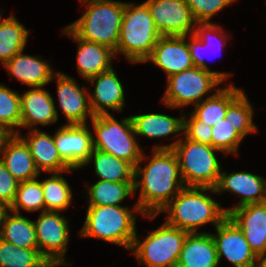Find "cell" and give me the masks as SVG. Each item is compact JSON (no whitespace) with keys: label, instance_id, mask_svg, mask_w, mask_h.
Wrapping results in <instances>:
<instances>
[{"label":"cell","instance_id":"cell-1","mask_svg":"<svg viewBox=\"0 0 266 267\" xmlns=\"http://www.w3.org/2000/svg\"><path fill=\"white\" fill-rule=\"evenodd\" d=\"M142 153L135 166L134 193L139 191L135 202L144 215H157L180 191L183 182L179 162L172 149H152V155ZM150 158L145 166L144 159Z\"/></svg>","mask_w":266,"mask_h":267},{"label":"cell","instance_id":"cell-2","mask_svg":"<svg viewBox=\"0 0 266 267\" xmlns=\"http://www.w3.org/2000/svg\"><path fill=\"white\" fill-rule=\"evenodd\" d=\"M207 192L216 194L214 188L185 186L157 215L166 213V224L188 233H200L198 228L208 223L216 227L228 215Z\"/></svg>","mask_w":266,"mask_h":267},{"label":"cell","instance_id":"cell-3","mask_svg":"<svg viewBox=\"0 0 266 267\" xmlns=\"http://www.w3.org/2000/svg\"><path fill=\"white\" fill-rule=\"evenodd\" d=\"M139 214L151 220L157 216L144 215L137 204L132 209L117 205L88 206L84 225L78 235L81 238L101 239L130 251L137 232L136 219Z\"/></svg>","mask_w":266,"mask_h":267},{"label":"cell","instance_id":"cell-4","mask_svg":"<svg viewBox=\"0 0 266 267\" xmlns=\"http://www.w3.org/2000/svg\"><path fill=\"white\" fill-rule=\"evenodd\" d=\"M85 12L67 27L80 39L117 50L125 2L118 0H79Z\"/></svg>","mask_w":266,"mask_h":267},{"label":"cell","instance_id":"cell-5","mask_svg":"<svg viewBox=\"0 0 266 267\" xmlns=\"http://www.w3.org/2000/svg\"><path fill=\"white\" fill-rule=\"evenodd\" d=\"M160 37L146 4L125 2L116 57L122 54L129 63H144Z\"/></svg>","mask_w":266,"mask_h":267},{"label":"cell","instance_id":"cell-6","mask_svg":"<svg viewBox=\"0 0 266 267\" xmlns=\"http://www.w3.org/2000/svg\"><path fill=\"white\" fill-rule=\"evenodd\" d=\"M93 149L114 155L129 162L134 168L141 159L143 149L136 140L131 116L119 122L110 114H100L91 120Z\"/></svg>","mask_w":266,"mask_h":267},{"label":"cell","instance_id":"cell-7","mask_svg":"<svg viewBox=\"0 0 266 267\" xmlns=\"http://www.w3.org/2000/svg\"><path fill=\"white\" fill-rule=\"evenodd\" d=\"M172 150L177 156L185 186L210 188L216 186L222 170L217 154L223 153L222 151L192 141L184 135Z\"/></svg>","mask_w":266,"mask_h":267},{"label":"cell","instance_id":"cell-8","mask_svg":"<svg viewBox=\"0 0 266 267\" xmlns=\"http://www.w3.org/2000/svg\"><path fill=\"white\" fill-rule=\"evenodd\" d=\"M137 233L130 251L139 266L176 267L188 232L163 222L157 229L149 231L143 241Z\"/></svg>","mask_w":266,"mask_h":267},{"label":"cell","instance_id":"cell-9","mask_svg":"<svg viewBox=\"0 0 266 267\" xmlns=\"http://www.w3.org/2000/svg\"><path fill=\"white\" fill-rule=\"evenodd\" d=\"M166 79L167 85L161 101L168 108L181 110L211 97L215 93L213 89L221 88L219 85L223 83L213 72L196 66ZM208 93L212 94L205 97Z\"/></svg>","mask_w":266,"mask_h":267},{"label":"cell","instance_id":"cell-10","mask_svg":"<svg viewBox=\"0 0 266 267\" xmlns=\"http://www.w3.org/2000/svg\"><path fill=\"white\" fill-rule=\"evenodd\" d=\"M60 211H44L34 221L38 250L53 267H71L65 261L70 242V227Z\"/></svg>","mask_w":266,"mask_h":267},{"label":"cell","instance_id":"cell-11","mask_svg":"<svg viewBox=\"0 0 266 267\" xmlns=\"http://www.w3.org/2000/svg\"><path fill=\"white\" fill-rule=\"evenodd\" d=\"M161 36H187L195 33V21L186 0H146Z\"/></svg>","mask_w":266,"mask_h":267},{"label":"cell","instance_id":"cell-12","mask_svg":"<svg viewBox=\"0 0 266 267\" xmlns=\"http://www.w3.org/2000/svg\"><path fill=\"white\" fill-rule=\"evenodd\" d=\"M211 233L218 261L224 257L232 267H254L257 256L251 250L243 231L227 216Z\"/></svg>","mask_w":266,"mask_h":267},{"label":"cell","instance_id":"cell-13","mask_svg":"<svg viewBox=\"0 0 266 267\" xmlns=\"http://www.w3.org/2000/svg\"><path fill=\"white\" fill-rule=\"evenodd\" d=\"M53 79L57 83L58 107L66 118V124H89L88 120L95 115L90 107L88 87H80L76 79L60 71Z\"/></svg>","mask_w":266,"mask_h":267},{"label":"cell","instance_id":"cell-14","mask_svg":"<svg viewBox=\"0 0 266 267\" xmlns=\"http://www.w3.org/2000/svg\"><path fill=\"white\" fill-rule=\"evenodd\" d=\"M53 136L60 157L72 169H81L93 151L90 124H64Z\"/></svg>","mask_w":266,"mask_h":267},{"label":"cell","instance_id":"cell-15","mask_svg":"<svg viewBox=\"0 0 266 267\" xmlns=\"http://www.w3.org/2000/svg\"><path fill=\"white\" fill-rule=\"evenodd\" d=\"M214 190L219 196L220 194L229 192L240 197L237 205L225 209L228 215L233 209L240 206L265 202L266 178L245 170L232 173L221 170Z\"/></svg>","mask_w":266,"mask_h":267},{"label":"cell","instance_id":"cell-16","mask_svg":"<svg viewBox=\"0 0 266 267\" xmlns=\"http://www.w3.org/2000/svg\"><path fill=\"white\" fill-rule=\"evenodd\" d=\"M159 67L166 78L194 67L187 36H161L144 63Z\"/></svg>","mask_w":266,"mask_h":267},{"label":"cell","instance_id":"cell-17","mask_svg":"<svg viewBox=\"0 0 266 267\" xmlns=\"http://www.w3.org/2000/svg\"><path fill=\"white\" fill-rule=\"evenodd\" d=\"M228 37L229 34L225 32L223 26L215 24L213 22L197 23L195 33L188 35V38L190 39H188V44L194 66L213 72L223 83L229 77H231L232 73L212 71L204 60L206 57L203 58L202 55H204L203 51L205 50V52H213L214 54L212 55H215V53H217L218 55V52L220 53V50L222 52V49L226 45L227 41H229ZM213 39L216 40V42ZM213 41L215 42V44ZM215 47L216 49L214 50ZM209 57L207 56V58Z\"/></svg>","mask_w":266,"mask_h":267},{"label":"cell","instance_id":"cell-18","mask_svg":"<svg viewBox=\"0 0 266 267\" xmlns=\"http://www.w3.org/2000/svg\"><path fill=\"white\" fill-rule=\"evenodd\" d=\"M87 83L90 86L95 85L91 92L92 94L89 92L90 107L95 116L110 114L108 110L123 112V108L126 105L125 90L114 67L90 78Z\"/></svg>","mask_w":266,"mask_h":267},{"label":"cell","instance_id":"cell-19","mask_svg":"<svg viewBox=\"0 0 266 267\" xmlns=\"http://www.w3.org/2000/svg\"><path fill=\"white\" fill-rule=\"evenodd\" d=\"M17 135L26 143L33 157L36 169L41 173H72V169L61 157L55 145L54 136L41 129H31L26 136Z\"/></svg>","mask_w":266,"mask_h":267},{"label":"cell","instance_id":"cell-20","mask_svg":"<svg viewBox=\"0 0 266 267\" xmlns=\"http://www.w3.org/2000/svg\"><path fill=\"white\" fill-rule=\"evenodd\" d=\"M43 87H34L20 94L21 129H36L35 125H52L59 120L55 99Z\"/></svg>","mask_w":266,"mask_h":267},{"label":"cell","instance_id":"cell-21","mask_svg":"<svg viewBox=\"0 0 266 267\" xmlns=\"http://www.w3.org/2000/svg\"><path fill=\"white\" fill-rule=\"evenodd\" d=\"M228 216L243 231L257 257L266 254V201L233 209Z\"/></svg>","mask_w":266,"mask_h":267},{"label":"cell","instance_id":"cell-22","mask_svg":"<svg viewBox=\"0 0 266 267\" xmlns=\"http://www.w3.org/2000/svg\"><path fill=\"white\" fill-rule=\"evenodd\" d=\"M63 35H68L77 44V70L84 81L109 71L114 66L113 60L116 58L115 51L105 45L95 42L85 41L78 38L67 26L64 28Z\"/></svg>","mask_w":266,"mask_h":267},{"label":"cell","instance_id":"cell-23","mask_svg":"<svg viewBox=\"0 0 266 267\" xmlns=\"http://www.w3.org/2000/svg\"><path fill=\"white\" fill-rule=\"evenodd\" d=\"M183 112V113H182ZM183 110L181 117H172L161 113H144L132 115V123L136 136L149 139H164L165 137H177L175 141L165 145H155L153 149H173L183 135Z\"/></svg>","mask_w":266,"mask_h":267},{"label":"cell","instance_id":"cell-24","mask_svg":"<svg viewBox=\"0 0 266 267\" xmlns=\"http://www.w3.org/2000/svg\"><path fill=\"white\" fill-rule=\"evenodd\" d=\"M21 50L3 66L8 75L30 88L44 87L53 81L57 71L53 70L48 60L35 55H28Z\"/></svg>","mask_w":266,"mask_h":267},{"label":"cell","instance_id":"cell-25","mask_svg":"<svg viewBox=\"0 0 266 267\" xmlns=\"http://www.w3.org/2000/svg\"><path fill=\"white\" fill-rule=\"evenodd\" d=\"M0 160L19 182L36 179L42 174L36 169L28 146L17 134H11L1 146Z\"/></svg>","mask_w":266,"mask_h":267},{"label":"cell","instance_id":"cell-26","mask_svg":"<svg viewBox=\"0 0 266 267\" xmlns=\"http://www.w3.org/2000/svg\"><path fill=\"white\" fill-rule=\"evenodd\" d=\"M176 267H219L212 234L188 233Z\"/></svg>","mask_w":266,"mask_h":267},{"label":"cell","instance_id":"cell-27","mask_svg":"<svg viewBox=\"0 0 266 267\" xmlns=\"http://www.w3.org/2000/svg\"><path fill=\"white\" fill-rule=\"evenodd\" d=\"M243 92L234 83H230L227 87H221L215 90V93L193 106L190 111L198 120L209 126H214L223 118L228 106Z\"/></svg>","mask_w":266,"mask_h":267},{"label":"cell","instance_id":"cell-28","mask_svg":"<svg viewBox=\"0 0 266 267\" xmlns=\"http://www.w3.org/2000/svg\"><path fill=\"white\" fill-rule=\"evenodd\" d=\"M91 162H93L94 174L98 180L134 183L135 168L129 162L97 149H93L82 168L84 169Z\"/></svg>","mask_w":266,"mask_h":267},{"label":"cell","instance_id":"cell-29","mask_svg":"<svg viewBox=\"0 0 266 267\" xmlns=\"http://www.w3.org/2000/svg\"><path fill=\"white\" fill-rule=\"evenodd\" d=\"M0 238L21 248L38 249L34 221L10 210L4 215Z\"/></svg>","mask_w":266,"mask_h":267},{"label":"cell","instance_id":"cell-30","mask_svg":"<svg viewBox=\"0 0 266 267\" xmlns=\"http://www.w3.org/2000/svg\"><path fill=\"white\" fill-rule=\"evenodd\" d=\"M86 187L88 206H123L121 205L122 201L135 194L134 183L97 180L94 184H88Z\"/></svg>","mask_w":266,"mask_h":267},{"label":"cell","instance_id":"cell-31","mask_svg":"<svg viewBox=\"0 0 266 267\" xmlns=\"http://www.w3.org/2000/svg\"><path fill=\"white\" fill-rule=\"evenodd\" d=\"M29 30L18 21L15 15L0 25V63L4 65L21 50H25Z\"/></svg>","mask_w":266,"mask_h":267},{"label":"cell","instance_id":"cell-32","mask_svg":"<svg viewBox=\"0 0 266 267\" xmlns=\"http://www.w3.org/2000/svg\"><path fill=\"white\" fill-rule=\"evenodd\" d=\"M61 173H50L51 176L41 180L45 211L67 210L73 201V192L67 180Z\"/></svg>","mask_w":266,"mask_h":267},{"label":"cell","instance_id":"cell-33","mask_svg":"<svg viewBox=\"0 0 266 267\" xmlns=\"http://www.w3.org/2000/svg\"><path fill=\"white\" fill-rule=\"evenodd\" d=\"M0 267H53L38 249L15 246L0 238Z\"/></svg>","mask_w":266,"mask_h":267},{"label":"cell","instance_id":"cell-34","mask_svg":"<svg viewBox=\"0 0 266 267\" xmlns=\"http://www.w3.org/2000/svg\"><path fill=\"white\" fill-rule=\"evenodd\" d=\"M254 108L243 91L227 108L225 119L245 138L258 131L254 123Z\"/></svg>","mask_w":266,"mask_h":267},{"label":"cell","instance_id":"cell-35","mask_svg":"<svg viewBox=\"0 0 266 267\" xmlns=\"http://www.w3.org/2000/svg\"><path fill=\"white\" fill-rule=\"evenodd\" d=\"M28 212L45 211L44 195L41 181L38 178L19 182L16 197L9 210L21 214L20 210Z\"/></svg>","mask_w":266,"mask_h":267},{"label":"cell","instance_id":"cell-36","mask_svg":"<svg viewBox=\"0 0 266 267\" xmlns=\"http://www.w3.org/2000/svg\"><path fill=\"white\" fill-rule=\"evenodd\" d=\"M0 125L11 134H17L21 129L20 93L1 83Z\"/></svg>","mask_w":266,"mask_h":267},{"label":"cell","instance_id":"cell-37","mask_svg":"<svg viewBox=\"0 0 266 267\" xmlns=\"http://www.w3.org/2000/svg\"><path fill=\"white\" fill-rule=\"evenodd\" d=\"M243 139L225 118L212 126V147L222 151L224 155L235 154L238 156V149Z\"/></svg>","mask_w":266,"mask_h":267},{"label":"cell","instance_id":"cell-38","mask_svg":"<svg viewBox=\"0 0 266 267\" xmlns=\"http://www.w3.org/2000/svg\"><path fill=\"white\" fill-rule=\"evenodd\" d=\"M236 0H186L187 6L197 23H210L219 11L229 7ZM238 1V0H237Z\"/></svg>","mask_w":266,"mask_h":267},{"label":"cell","instance_id":"cell-39","mask_svg":"<svg viewBox=\"0 0 266 267\" xmlns=\"http://www.w3.org/2000/svg\"><path fill=\"white\" fill-rule=\"evenodd\" d=\"M183 135L192 141L212 146V127L198 120L191 112L183 115Z\"/></svg>","mask_w":266,"mask_h":267},{"label":"cell","instance_id":"cell-40","mask_svg":"<svg viewBox=\"0 0 266 267\" xmlns=\"http://www.w3.org/2000/svg\"><path fill=\"white\" fill-rule=\"evenodd\" d=\"M19 181H17L0 160V202L10 208L15 200Z\"/></svg>","mask_w":266,"mask_h":267},{"label":"cell","instance_id":"cell-41","mask_svg":"<svg viewBox=\"0 0 266 267\" xmlns=\"http://www.w3.org/2000/svg\"><path fill=\"white\" fill-rule=\"evenodd\" d=\"M10 135L11 133L8 132L2 125H0V148Z\"/></svg>","mask_w":266,"mask_h":267},{"label":"cell","instance_id":"cell-42","mask_svg":"<svg viewBox=\"0 0 266 267\" xmlns=\"http://www.w3.org/2000/svg\"><path fill=\"white\" fill-rule=\"evenodd\" d=\"M254 267H266V254L257 258V262Z\"/></svg>","mask_w":266,"mask_h":267},{"label":"cell","instance_id":"cell-43","mask_svg":"<svg viewBox=\"0 0 266 267\" xmlns=\"http://www.w3.org/2000/svg\"><path fill=\"white\" fill-rule=\"evenodd\" d=\"M8 210H9V208L0 202V227H1L4 215Z\"/></svg>","mask_w":266,"mask_h":267},{"label":"cell","instance_id":"cell-44","mask_svg":"<svg viewBox=\"0 0 266 267\" xmlns=\"http://www.w3.org/2000/svg\"><path fill=\"white\" fill-rule=\"evenodd\" d=\"M2 11H0V25L2 24V23H4L9 17H7V18H5L4 17V19L2 20Z\"/></svg>","mask_w":266,"mask_h":267}]
</instances>
